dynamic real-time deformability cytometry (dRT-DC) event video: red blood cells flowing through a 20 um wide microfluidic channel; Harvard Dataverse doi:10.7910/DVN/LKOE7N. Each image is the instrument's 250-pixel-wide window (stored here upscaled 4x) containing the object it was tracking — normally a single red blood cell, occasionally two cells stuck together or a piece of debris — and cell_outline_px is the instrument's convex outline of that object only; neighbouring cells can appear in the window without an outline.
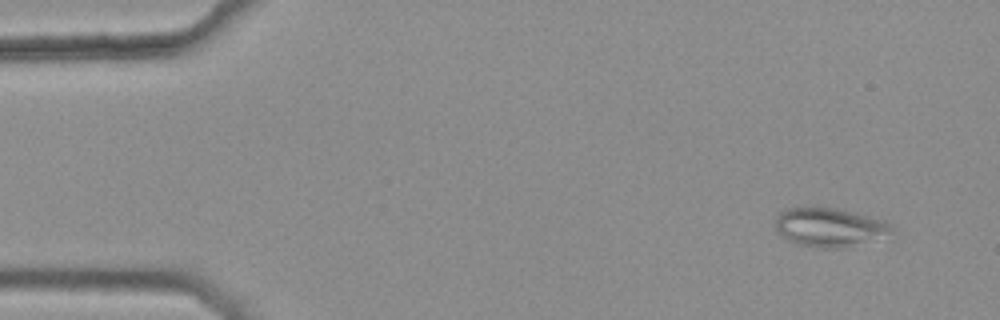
{"species": "common noctule bat (a hibernating species)", "species_latin": "Nyctalus noctula", "temperature_condition": "warm", "stored_images_in_passage": 4, "camera_frame_rate_fps": 3000, "um_per_image_px": 0.085, "animal": {"sex": "female", "body_mass_g": 25.1}, "frame": {"image": 1, "passage_image": 1, "time_ms": 0.0, "image_size_px": [1000, 320], "cell_outline_px": [[896, 232], [844, 248], [820, 248], [796, 244], [788, 240], [776, 232], [776, 220], [780, 212], [784, 208], [804, 204], [816, 204], [840, 208], [856, 212], [884, 220], [892, 224]], "centroid_in_image_um": [70.47, 19.25], "position_along_channel_um": 14.5, "area_um2": 27.4}}